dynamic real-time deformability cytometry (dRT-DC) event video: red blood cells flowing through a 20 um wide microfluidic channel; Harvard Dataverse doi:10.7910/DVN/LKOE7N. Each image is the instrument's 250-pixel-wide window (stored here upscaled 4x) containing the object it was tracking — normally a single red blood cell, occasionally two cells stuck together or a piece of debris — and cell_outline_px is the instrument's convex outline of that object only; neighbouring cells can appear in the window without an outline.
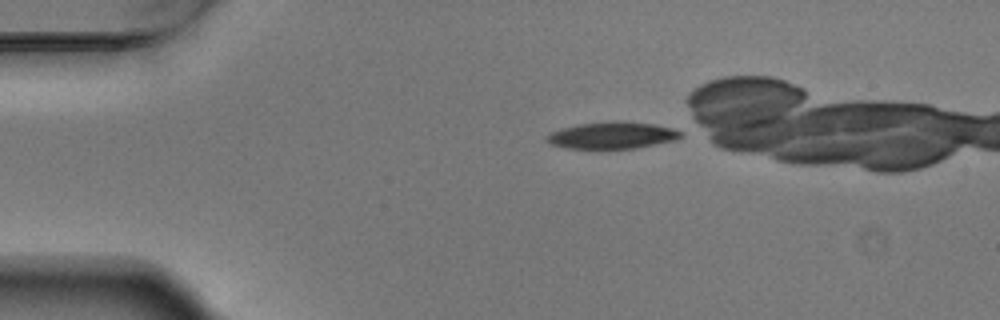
{"species": "Egyptian fruit bat (a non-hibernating species)", "species_latin": "Rousettus aegyptiacus", "temperature_condition": "warm", "stored_images_in_passage": 2, "camera_frame_rate_fps": 3000, "um_per_image_px": 0.085, "animal": {"sex": "male"}, "frame": {"image": 1, "passage_image": 1, "time_ms": 0.0, "image_size_px": [1000, 320], "cell_outline_px": [[684, 136], [676, 140], [636, 148], [568, 148], [552, 144], [544, 140], [552, 132], [564, 128], [580, 124], [612, 120], [616, 120], [652, 124], [684, 128]], "centroid_in_image_um": [52.2, 11.48], "position_along_channel_um": 32.8, "area_um2": 21.15}}